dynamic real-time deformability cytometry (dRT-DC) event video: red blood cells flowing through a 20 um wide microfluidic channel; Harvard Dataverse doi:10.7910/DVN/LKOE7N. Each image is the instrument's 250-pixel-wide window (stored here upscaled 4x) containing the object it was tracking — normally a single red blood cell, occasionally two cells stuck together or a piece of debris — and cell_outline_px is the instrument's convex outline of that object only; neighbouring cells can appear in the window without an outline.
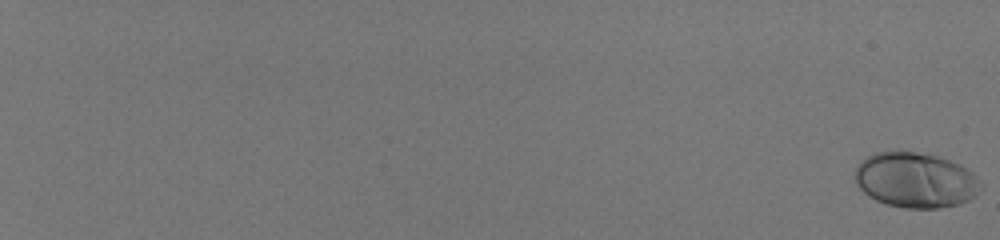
{"species": "human", "species_latin": "Homo sapiens", "temperature_condition": "room temperature", "stored_images_in_passage": 59, "camera_frame_rate_fps": 3000, "um_per_image_px": 0.085, "donor": {"sex": "male"}, "frame": {"image": 1, "passage_image": 1, "time_ms": 0.0, "image_size_px": [1000, 240], "cell_outline_px": [[984, 188], [976, 196], [968, 200], [956, 204], [936, 208], [908, 208], [888, 204], [876, 200], [868, 196], [856, 184], [856, 168], [860, 160], [876, 152], [916, 152], [936, 156], [960, 164], [972, 172], [984, 184]], "centroid_in_image_um": [77.86, 15.31], "position_along_channel_um": 7.1, "area_um2": 40.4}}
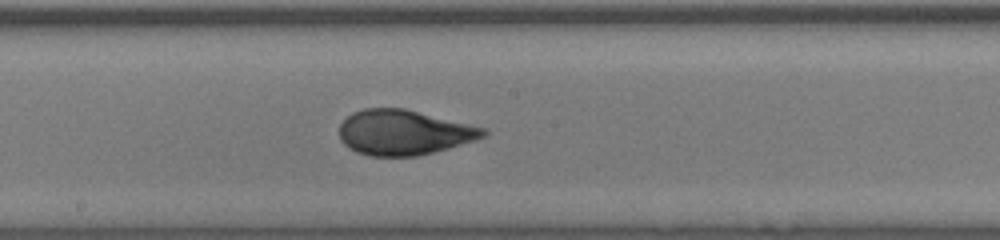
{"frame": {"image": 2, "passage_image": 39, "time_ms": 12.667, "image_size_px": [1000, 240], "cell_outline_px": [[488, 132], [484, 136], [476, 140], [448, 148], [416, 156], [368, 156], [356, 152], [348, 148], [340, 140], [340, 124], [352, 112], [364, 108], [404, 108], [488, 128]], "centroid_in_image_um": [34.33, 11.25], "position_along_channel_um": 213.9, "area_um2": 37.97}}
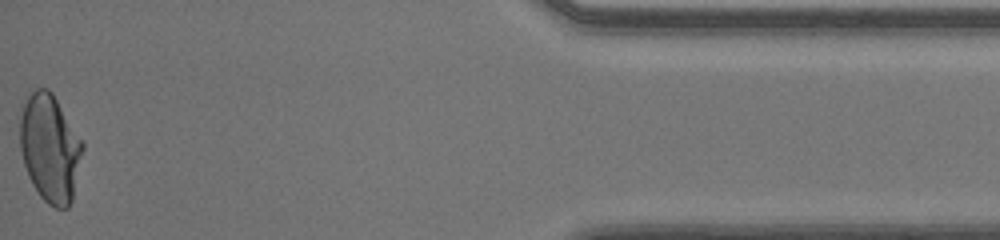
{"frame": {"image": 3, "passage_image": 59, "time_ms": 19.333, "image_size_px": [1000, 240], "cell_outline_px": [[84, 148], [72, 200], [68, 208], [56, 208], [48, 204], [40, 196], [32, 184], [28, 176], [24, 164], [20, 148], [20, 104], [28, 92], [36, 88], [48, 88], [52, 92], [84, 144]], "centroid_in_image_um": [4.22, 12.55], "position_along_channel_um": 431.0, "area_um2": 39.71}, "authors_computed_cell_mechanics": {"area_um2": 37.9168, "velocity_mm_per_s": 4.0688, "shape_relaxation_time_tau1_ms": 4.8917, "shape_relaxation_time_tau2_ms": null, "deformation_change_tau1": 0.2001, "deformation_change_tau2": null}}